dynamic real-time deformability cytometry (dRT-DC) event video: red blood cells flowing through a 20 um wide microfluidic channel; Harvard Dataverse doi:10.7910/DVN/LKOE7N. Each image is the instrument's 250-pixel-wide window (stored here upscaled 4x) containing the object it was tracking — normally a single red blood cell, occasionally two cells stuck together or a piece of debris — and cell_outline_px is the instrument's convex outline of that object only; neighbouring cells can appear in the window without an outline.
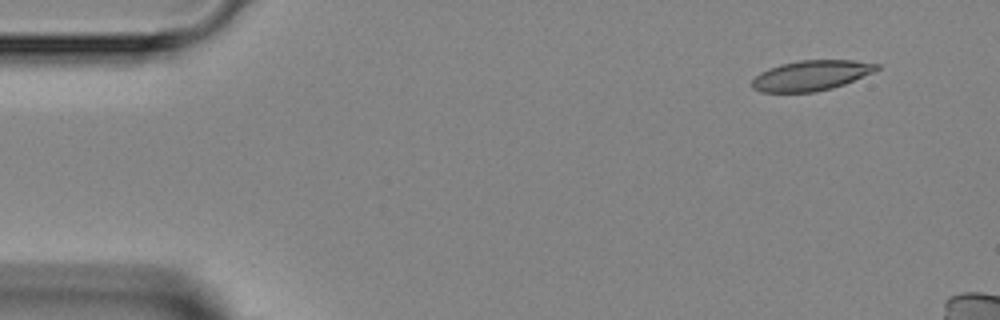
{"species": "Egyptian fruit bat (a non-hibernating species)", "species_latin": "Rousettus aegyptiacus", "temperature_condition": "room temperature", "stored_images_in_passage": 3, "camera_frame_rate_fps": 3000, "um_per_image_px": 0.085, "animal": {"sex": "female"}, "frame": {"image": 1, "passage_image": 1, "time_ms": 0.0, "image_size_px": [1000, 320], "cell_outline_px": [[880, 68], [872, 72], [844, 84], [832, 88], [816, 92], [760, 92], [752, 88], [752, 80], [760, 72], [768, 68], [780, 64], [800, 60], [852, 60], [880, 64]], "centroid_in_image_um": [68.92, 6.41], "position_along_channel_um": 16.1, "area_um2": 21.91}}